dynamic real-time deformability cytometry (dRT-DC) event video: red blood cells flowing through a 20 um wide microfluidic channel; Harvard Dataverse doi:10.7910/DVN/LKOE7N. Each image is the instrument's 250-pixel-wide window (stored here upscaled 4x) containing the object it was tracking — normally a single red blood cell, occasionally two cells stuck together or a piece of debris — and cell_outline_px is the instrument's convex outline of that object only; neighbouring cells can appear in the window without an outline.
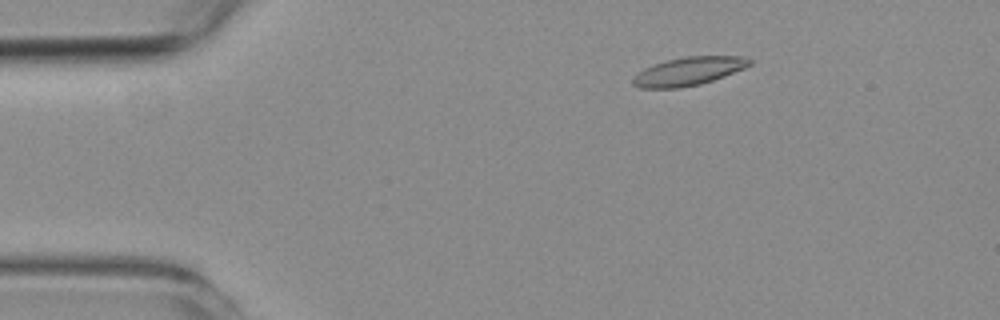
{"species": "common noctule bat (a hibernating species)", "species_latin": "Nyctalus noctula", "temperature_condition": "room temperature", "stored_images_in_passage": 48, "camera_frame_rate_fps": 3000, "um_per_image_px": 0.085, "animal": {"sex": "female", "body_mass_g": 19.3, "forearm_length_mm": 54.1}, "frame": {"image": 1, "passage_image": 2, "time_ms": 0.333, "image_size_px": [1000, 320], "cell_outline_px": [[752, 64], [744, 68], [724, 76], [700, 84], [680, 88], [640, 88], [632, 84], [632, 76], [644, 68], [668, 60], [684, 56], [744, 56], [752, 60]], "centroid_in_image_um": [58.52, 6.06], "position_along_channel_um": 26.5, "area_um2": 19.25}}
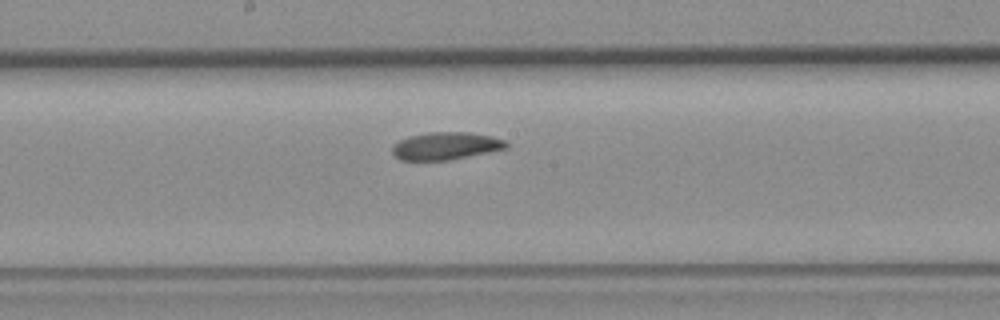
{"frame": {"image": 2, "passage_image": 22, "time_ms": 7.0, "image_size_px": [1000, 320], "cell_outline_px": [[508, 148], [448, 160], [400, 160], [392, 152], [392, 144], [408, 136], [428, 132], [468, 132], [492, 136], [504, 140], [508, 144]], "centroid_in_image_um": [37.87, 12.39], "position_along_channel_um": 210.3, "area_um2": 18.26}}
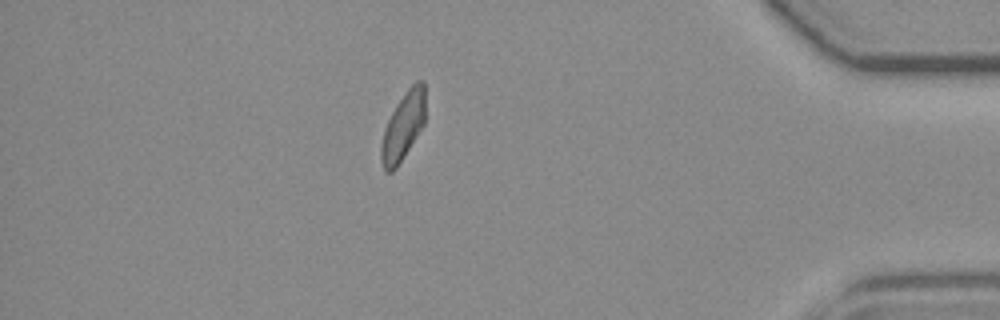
{"frame": {"image": 3, "passage_image": 41, "time_ms": 13.333, "image_size_px": [1000, 320], "cell_outline_px": [[424, 124], [396, 168], [392, 172], [384, 172], [380, 160], [380, 144], [384, 128], [396, 104], [408, 88], [416, 80], [424, 80]], "centroid_in_image_um": [34.23, 10.75], "position_along_channel_um": 401.0, "area_um2": 17.4}, "authors_computed_cell_mechanics": {"area_um2": 18.7561, "velocity_mm_per_s": 3.7149, "shape_relaxation_time_tau1_ms": 8.5765, "shape_relaxation_time_tau2_ms": 10.3577, "deformation_change_tau1": 0.1849, "deformation_change_tau2": 0.1699}}